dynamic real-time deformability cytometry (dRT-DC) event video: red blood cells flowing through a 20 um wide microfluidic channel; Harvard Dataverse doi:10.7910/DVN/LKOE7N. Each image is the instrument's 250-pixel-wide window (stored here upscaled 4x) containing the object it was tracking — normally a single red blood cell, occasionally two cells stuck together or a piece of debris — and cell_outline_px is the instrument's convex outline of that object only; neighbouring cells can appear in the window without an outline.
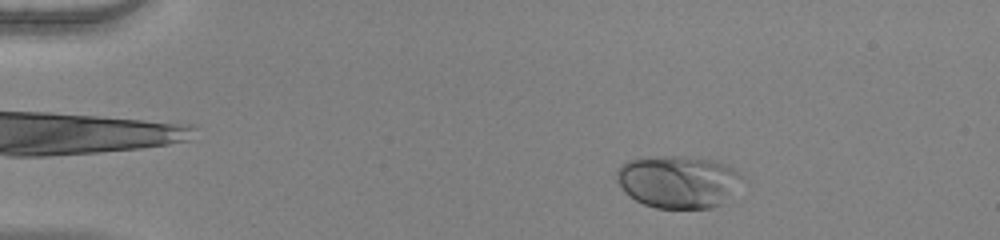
{"species": "human", "species_latin": "Homo sapiens", "temperature_condition": "warm", "stored_images_in_passage": 47, "camera_frame_rate_fps": 3000, "um_per_image_px": 0.085, "donor": {"sex": "female"}, "frame": {"image": 1, "passage_image": 3, "time_ms": 0.667, "image_size_px": [1000, 240], "cell_outline_px": [[748, 184], [720, 204], [712, 208], [656, 208], [644, 204], [628, 196], [624, 192], [616, 180], [616, 172], [620, 164], [628, 160], [656, 156], [684, 156], [716, 160], [728, 164], [740, 172], [744, 176]], "centroid_in_image_um": [57.73, 15.43], "position_along_channel_um": 27.3, "area_um2": 39.54}}
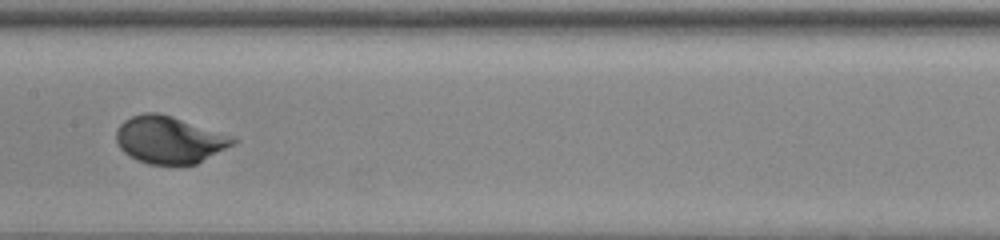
{"frame": {"image": 2, "passage_image": 22, "time_ms": 7.0, "image_size_px": [1000, 240], "cell_outline_px": [[240, 140], [196, 164], [148, 164], [136, 160], [128, 156], [120, 148], [116, 140], [116, 128], [124, 120], [132, 116], [144, 112], [156, 112], [172, 116], [236, 136]], "centroid_in_image_um": [14.39, 11.87], "position_along_channel_um": 193.0, "area_um2": 32.31}}
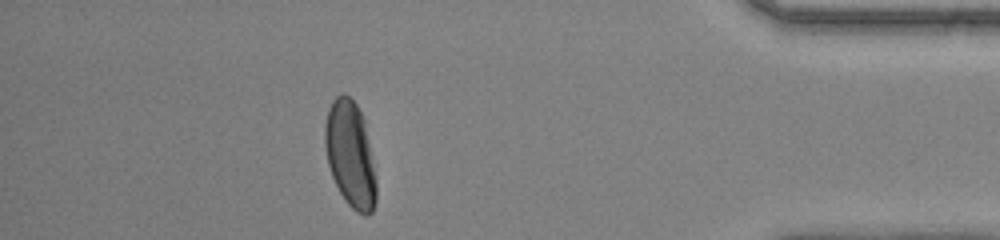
{"frame": {"image": 3, "passage_image": 41, "time_ms": 13.333, "image_size_px": [1000, 240], "cell_outline_px": [[376, 200], [372, 212], [368, 216], [364, 216], [356, 212], [344, 200], [332, 176], [328, 164], [324, 144], [324, 128], [328, 108], [332, 100], [340, 92], [344, 92], [356, 104], [364, 116], [376, 176]], "centroid_in_image_um": [29.78, 13.11], "position_along_channel_um": 405.4, "area_um2": 32.14}, "authors_computed_cell_mechanics": {"area_um2": 32.3102, "velocity_mm_per_s": 3.9562, "shape_relaxation_time_tau1_ms": 2.6117, "shape_relaxation_time_tau2_ms": null, "deformation_change_tau1": 0.1738, "deformation_change_tau2": null}}